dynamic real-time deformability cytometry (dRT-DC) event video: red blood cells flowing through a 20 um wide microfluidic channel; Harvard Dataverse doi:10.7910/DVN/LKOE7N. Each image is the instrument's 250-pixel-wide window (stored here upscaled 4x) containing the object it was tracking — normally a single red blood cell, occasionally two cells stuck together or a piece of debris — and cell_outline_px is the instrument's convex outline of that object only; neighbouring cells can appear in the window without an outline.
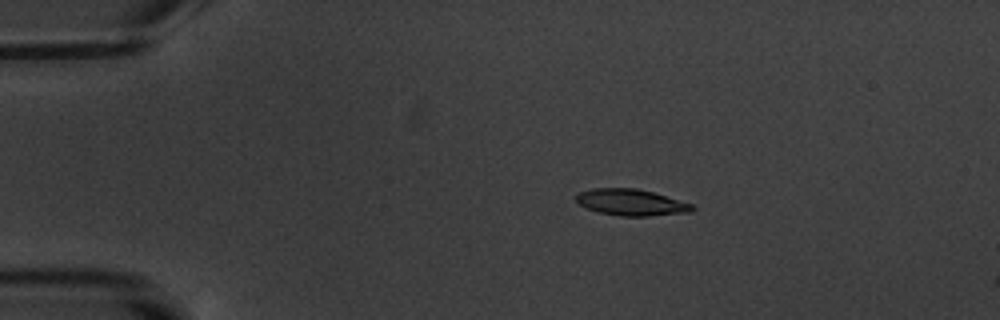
{"species": "common noctule bat (a hibernating species)", "species_latin": "Nyctalus noctula", "temperature_condition": "warm", "stored_images_in_passage": 6, "camera_frame_rate_fps": 3000, "um_per_image_px": 0.085, "animal": {"sex": "male", "body_mass_g": 20.1, "forearm_length_mm": 53.5}, "frame": {"image": 1, "passage_image": 4, "time_ms": 3.333, "image_size_px": [1000, 320], "cell_outline_px": [[696, 208], [692, 212], [648, 216], [620, 216], [600, 212], [588, 208], [580, 204], [576, 200], [576, 196], [580, 192], [592, 188], [636, 188], [652, 192], [692, 204]], "centroid_in_image_um": [53.67, 17.2], "position_along_channel_um": 31.3, "area_um2": 17.69}}